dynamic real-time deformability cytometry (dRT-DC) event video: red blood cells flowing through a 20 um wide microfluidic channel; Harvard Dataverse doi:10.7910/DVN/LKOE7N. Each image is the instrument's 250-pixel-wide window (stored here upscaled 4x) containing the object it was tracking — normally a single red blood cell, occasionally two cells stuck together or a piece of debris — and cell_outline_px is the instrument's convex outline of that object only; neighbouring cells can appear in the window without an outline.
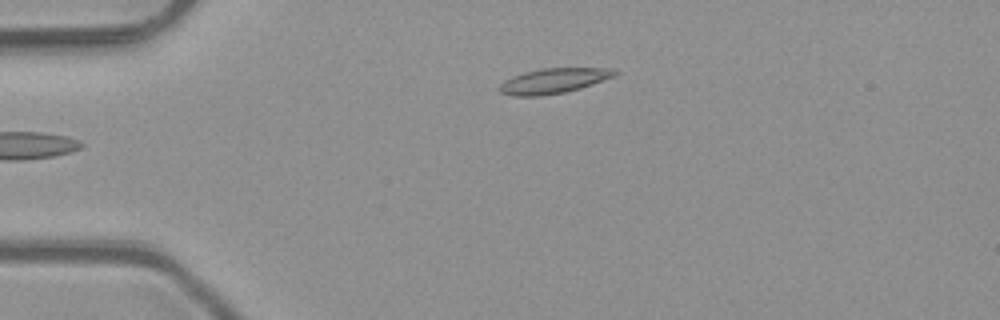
{"species": "common noctule bat (a hibernating species)", "species_latin": "Nyctalus noctula", "temperature_condition": "room temperature", "stored_images_in_passage": 34, "camera_frame_rate_fps": 3000, "um_per_image_px": 0.085, "animal": {"sex": "male", "body_mass_g": 23.1, "forearm_length_mm": 52.7}, "frame": {"image": 1, "passage_image": 1, "time_ms": 0.0, "image_size_px": [1000, 320], "cell_outline_px": [[620, 72], [616, 76], [580, 88], [564, 92], [540, 96], [512, 96], [500, 92], [496, 88], [504, 80], [512, 76], [524, 72], [540, 68], [608, 68]], "centroid_in_image_um": [47.02, 6.87], "position_along_channel_um": 38.0, "area_um2": 16.99}}
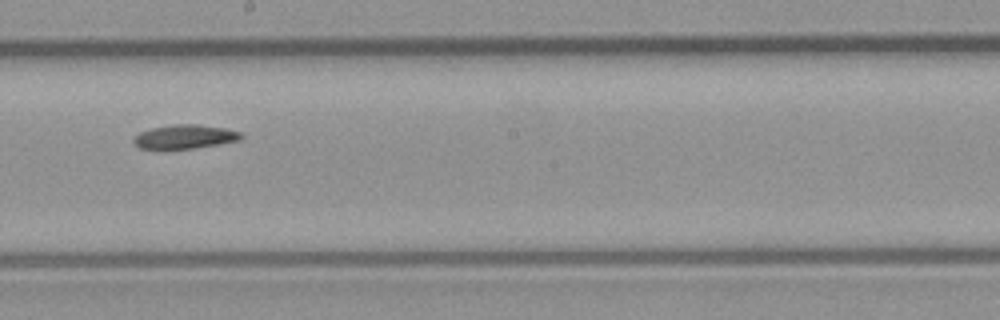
{"frame": {"image": 2, "passage_image": 18, "time_ms": 5.667, "image_size_px": [1000, 320], "cell_outline_px": [[244, 136], [240, 140], [192, 148], [140, 148], [132, 140], [140, 132], [152, 128], [176, 124], [196, 124], [228, 128], [240, 132]], "centroid_in_image_um": [15.76, 11.6], "position_along_channel_um": 232.4, "area_um2": 14.68}}
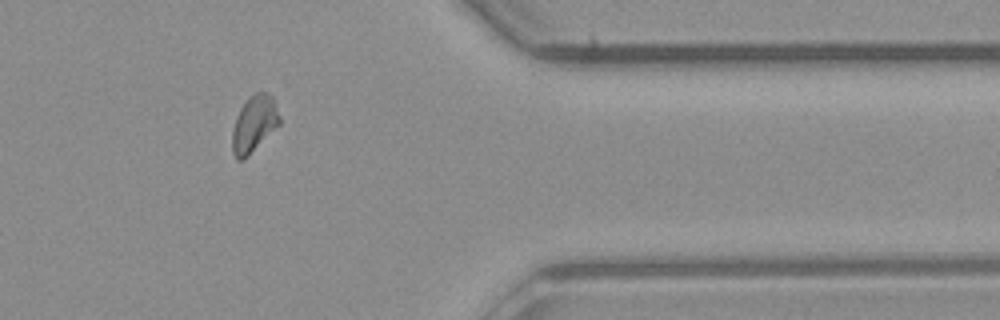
{"frame": {"image": 3, "passage_image": 31, "time_ms": 10.0, "image_size_px": [1000, 320], "cell_outline_px": [[280, 124], [244, 160], [236, 160], [232, 152], [232, 132], [236, 116], [240, 108], [248, 96], [256, 92], [268, 92], [272, 96], [280, 116]], "centroid_in_image_um": [21.59, 10.53], "position_along_channel_um": 389.8, "area_um2": 15.72}}